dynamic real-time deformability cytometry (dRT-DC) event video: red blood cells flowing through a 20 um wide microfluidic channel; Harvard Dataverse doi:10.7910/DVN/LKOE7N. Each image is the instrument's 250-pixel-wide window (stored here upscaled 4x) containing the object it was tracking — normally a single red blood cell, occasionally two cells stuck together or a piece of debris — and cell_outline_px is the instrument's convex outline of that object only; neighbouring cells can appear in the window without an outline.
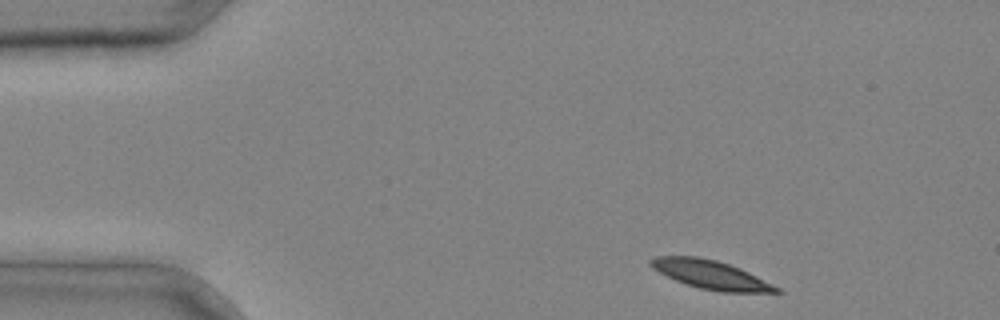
{"species": "common noctule bat (a hibernating species)", "species_latin": "Nyctalus noctula", "temperature_condition": "cold", "stored_images_in_passage": 4, "camera_frame_rate_fps": 3000, "um_per_image_px": 0.085, "animal": {"sex": "male", "body_mass_g": 20.4}, "frame": {"image": 1, "passage_image": 1, "time_ms": 0.0, "image_size_px": [1000, 320], "cell_outline_px": [[784, 292], [720, 292], [700, 288], [676, 280], [652, 268], [648, 264], [648, 260], [656, 256], [696, 256], [716, 260], [740, 268], [780, 288]], "centroid_in_image_um": [60.39, 23.34], "position_along_channel_um": 24.6, "area_um2": 20.69}}
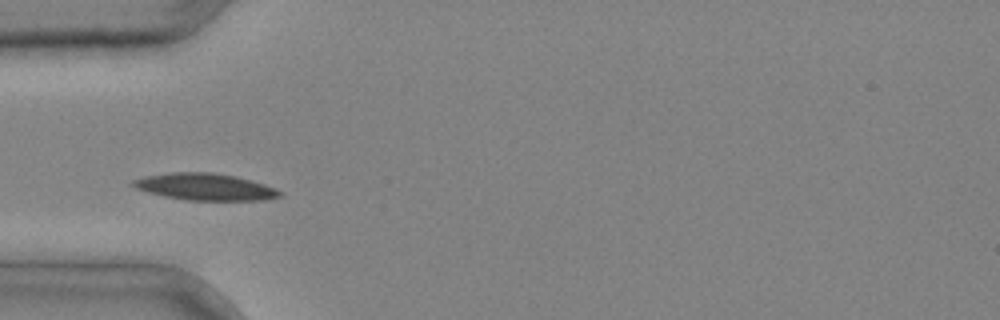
{"frame": {"image": 2, "passage_image": 3, "time_ms": 0.667, "image_size_px": [1000, 320], "cell_outline_px": [[284, 192], [280, 196], [264, 200], [184, 200], [164, 196], [148, 192], [136, 188], [128, 184], [132, 180], [144, 176], [172, 172], [212, 172], [236, 176], [252, 180], [276, 188]], "centroid_in_image_um": [17.42, 15.87], "position_along_channel_um": 67.6, "area_um2": 23.12}}